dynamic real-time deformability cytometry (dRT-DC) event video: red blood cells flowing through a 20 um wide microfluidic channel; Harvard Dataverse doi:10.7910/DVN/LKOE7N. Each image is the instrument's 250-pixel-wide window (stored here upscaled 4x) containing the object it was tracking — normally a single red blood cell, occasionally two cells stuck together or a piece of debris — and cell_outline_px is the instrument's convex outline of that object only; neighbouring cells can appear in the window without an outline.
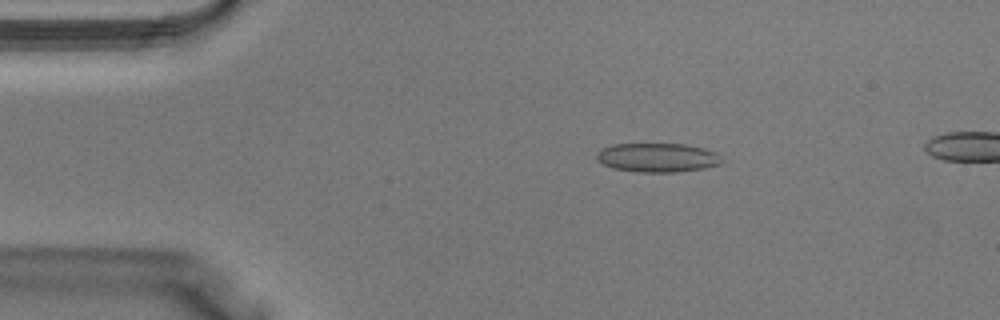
{"species": "Egyptian fruit bat (a non-hibernating species)", "species_latin": "Rousettus aegyptiacus", "temperature_condition": "warm", "stored_images_in_passage": 38, "segment_of_instrument_passage": [1, 2], "camera_frame_rate_fps": 3000, "um_per_image_px": 0.085, "animal": {"sex": "male"}, "frame": {"image": 1, "passage_image": 7, "time_ms": 2.0, "image_size_px": [1000, 320], "cell_outline_px": [[720, 164], [704, 168], [676, 172], [636, 172], [612, 168], [596, 160], [596, 152], [600, 148], [612, 144], [684, 144], [704, 148], [716, 152], [720, 160]], "centroid_in_image_um": [55.82, 13.39], "position_along_channel_um": 29.2, "area_um2": 21.21}}
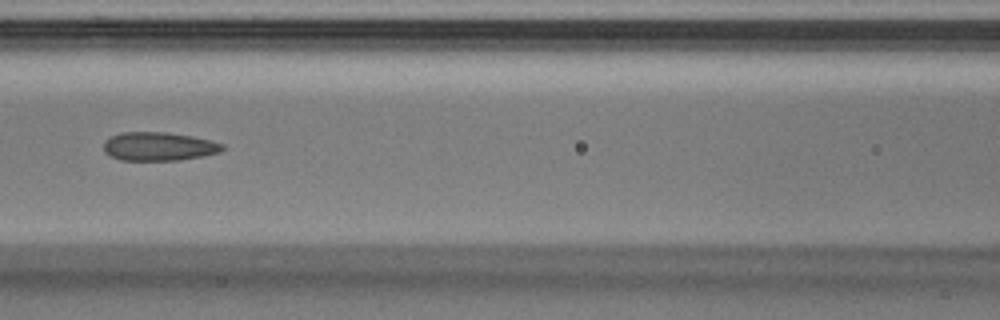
{"frame": {"image": 2, "passage_image": 17, "time_ms": 5.333, "image_size_px": [1000, 320], "cell_outline_px": [[224, 148], [220, 152], [200, 156], [176, 160], [120, 160], [104, 152], [104, 140], [120, 132], [164, 132], [192, 136], [212, 140], [224, 144]], "centroid_in_image_um": [13.49, 12.44], "position_along_channel_um": 153.1, "area_um2": 19.71}}
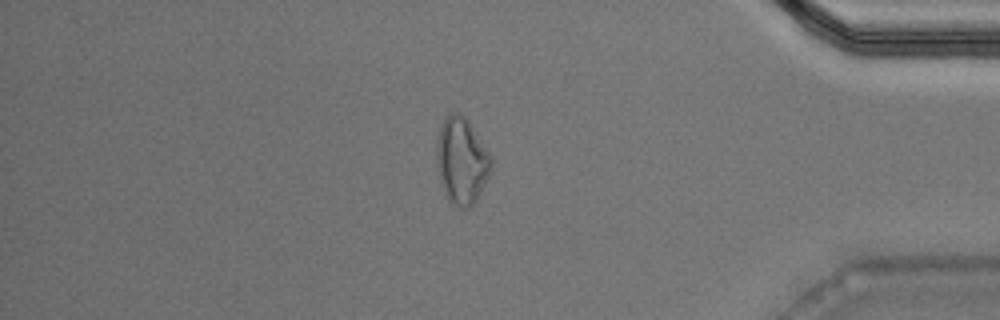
{"frame": {"image": 3, "passage_image": 33, "time_ms": 10.667, "image_size_px": [1000, 320], "cell_outline_px": [[492, 168], [476, 200], [468, 208], [460, 208], [452, 204], [448, 200], [444, 192], [440, 180], [436, 164], [436, 144], [440, 124], [448, 112], [460, 112], [468, 120], [492, 156]], "centroid_in_image_um": [39.22, 13.63], "position_along_channel_um": 396.0, "area_um2": 27.8}}